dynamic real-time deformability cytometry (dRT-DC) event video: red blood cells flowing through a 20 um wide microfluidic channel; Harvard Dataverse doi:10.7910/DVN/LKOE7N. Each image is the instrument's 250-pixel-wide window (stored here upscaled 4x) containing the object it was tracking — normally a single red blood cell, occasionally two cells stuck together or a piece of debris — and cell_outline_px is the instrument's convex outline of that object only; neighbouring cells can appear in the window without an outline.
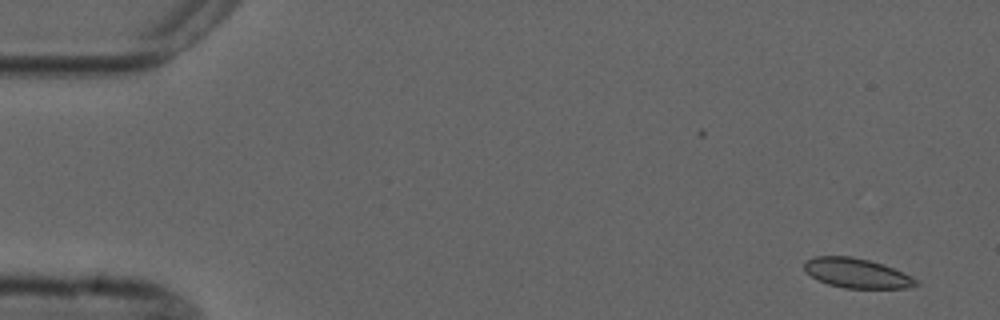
{"species": "common noctule bat (a hibernating species)", "species_latin": "Nyctalus noctula", "temperature_condition": "cold", "stored_images_in_passage": 6, "camera_frame_rate_fps": 3000, "um_per_image_px": 0.085, "animal": {"sex": "male", "forearm_length_mm": 52.5}, "frame": {"image": 1, "passage_image": 1, "time_ms": 0.0, "image_size_px": [1000, 320], "cell_outline_px": [[920, 284], [908, 288], [844, 288], [828, 284], [812, 276], [804, 268], [804, 260], [816, 256], [852, 256], [884, 264], [912, 276]], "centroid_in_image_um": [72.84, 23.21], "position_along_channel_um": 12.2, "area_um2": 19.25}}
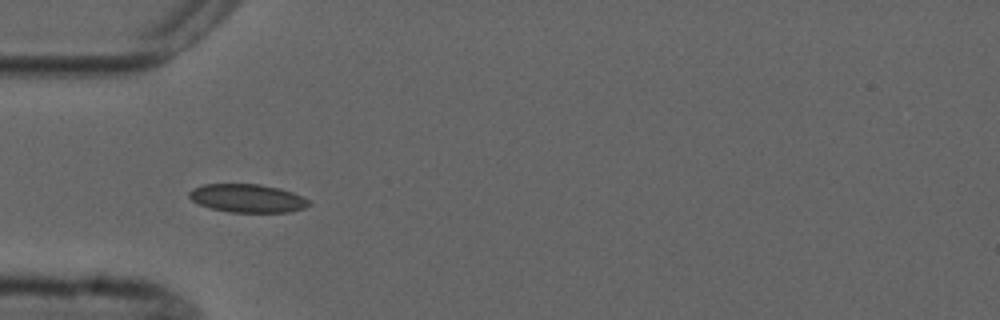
{"frame": {"image": 2, "passage_image": 5, "time_ms": 4.667, "image_size_px": [1000, 320], "cell_outline_px": [[312, 204], [304, 208], [288, 212], [232, 212], [212, 208], [200, 204], [192, 200], [188, 196], [188, 192], [192, 188], [204, 184], [260, 184], [280, 188], [292, 192], [308, 200]], "centroid_in_image_um": [21.03, 16.84], "position_along_channel_um": 64.0, "area_um2": 19.65}}
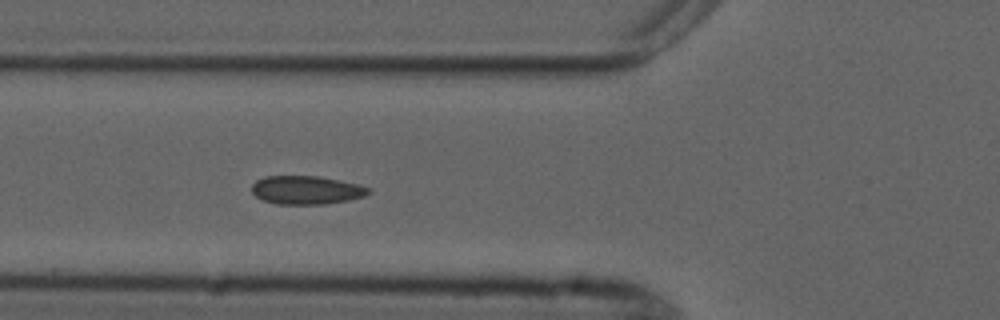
{"frame": {"image": 3, "passage_image": 6, "time_ms": 5.667, "image_size_px": [1000, 320], "cell_outline_px": [[372, 192], [364, 196], [348, 200], [324, 204], [276, 204], [264, 200], [256, 196], [252, 192], [252, 184], [256, 180], [264, 176], [320, 176], [340, 180], [356, 184], [368, 188]], "centroid_in_image_um": [26.02, 16.15], "position_along_channel_um": 99.8, "area_um2": 19.31}}